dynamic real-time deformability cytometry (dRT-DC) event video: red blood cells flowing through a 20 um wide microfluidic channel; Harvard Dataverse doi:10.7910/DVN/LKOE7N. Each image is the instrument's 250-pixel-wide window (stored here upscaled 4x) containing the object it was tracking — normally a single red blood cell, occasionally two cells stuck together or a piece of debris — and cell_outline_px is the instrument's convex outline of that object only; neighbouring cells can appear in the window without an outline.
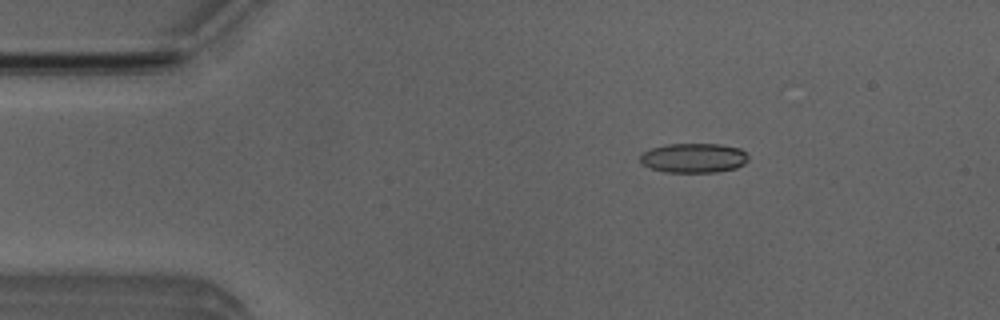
{"species": "Egyptian fruit bat (a non-hibernating species)", "species_latin": "Rousettus aegyptiacus", "temperature_condition": "room temperature", "stored_images_in_passage": 50, "camera_frame_rate_fps": 3000, "um_per_image_px": 0.085, "animal": {"sex": "male"}, "frame": {"image": 1, "passage_image": 6, "time_ms": 1.667, "image_size_px": [1000, 320], "cell_outline_px": [[748, 160], [744, 164], [736, 168], [716, 172], [664, 172], [640, 164], [640, 156], [644, 152], [652, 148], [668, 144], [720, 144], [740, 148], [748, 156]], "centroid_in_image_um": [58.97, 13.43], "position_along_channel_um": 26.0, "area_um2": 18.61}}
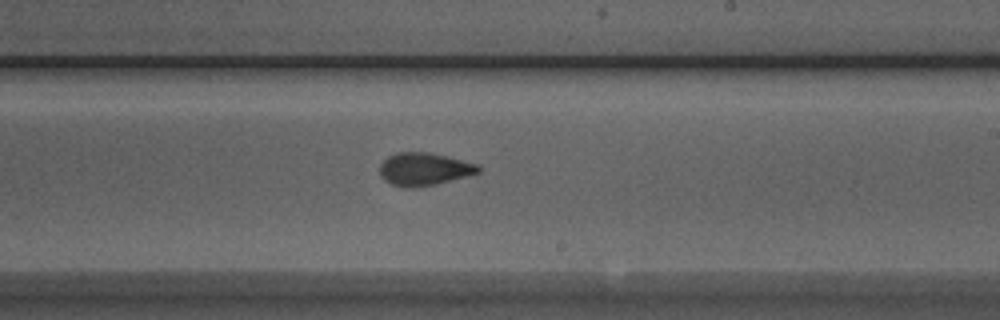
{"frame": {"image": 2, "passage_image": 28, "time_ms": 9.0, "image_size_px": [1000, 320], "cell_outline_px": [[480, 172], [436, 184], [408, 188], [404, 188], [392, 184], [384, 180], [380, 176], [380, 164], [388, 156], [396, 152], [428, 152], [480, 164]], "centroid_in_image_um": [36.03, 14.37], "position_along_channel_um": 253.0, "area_um2": 18.79}}
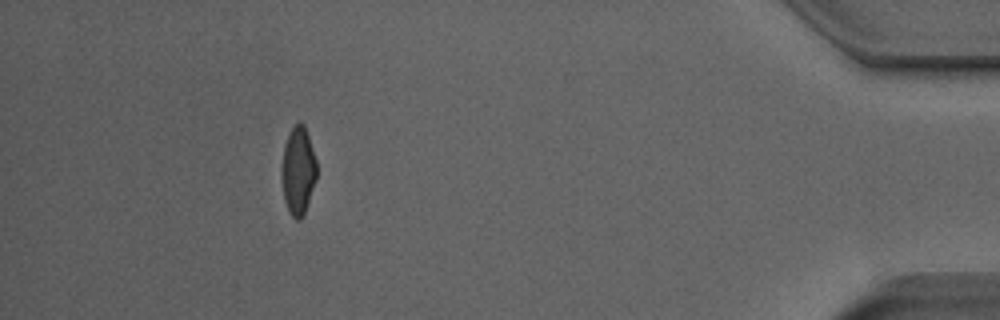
{"frame": {"image": 3, "passage_image": 45, "time_ms": 14.667, "image_size_px": [1000, 320], "cell_outline_px": [[316, 180], [304, 212], [300, 220], [296, 220], [288, 212], [284, 200], [284, 144], [292, 128], [296, 124], [304, 124], [316, 160]], "centroid_in_image_um": [25.37, 14.54], "position_along_channel_um": 409.8, "area_um2": 17.05}, "authors_computed_cell_mechanics": {"area_um2": 18.6116, "velocity_mm_per_s": 3.8869, "shape_relaxation_time_tau1_ms": 8.033, "shape_relaxation_time_tau2_ms": 1.3542, "deformation_change_tau1": 0.2005, "deformation_change_tau2": 0.0743}}